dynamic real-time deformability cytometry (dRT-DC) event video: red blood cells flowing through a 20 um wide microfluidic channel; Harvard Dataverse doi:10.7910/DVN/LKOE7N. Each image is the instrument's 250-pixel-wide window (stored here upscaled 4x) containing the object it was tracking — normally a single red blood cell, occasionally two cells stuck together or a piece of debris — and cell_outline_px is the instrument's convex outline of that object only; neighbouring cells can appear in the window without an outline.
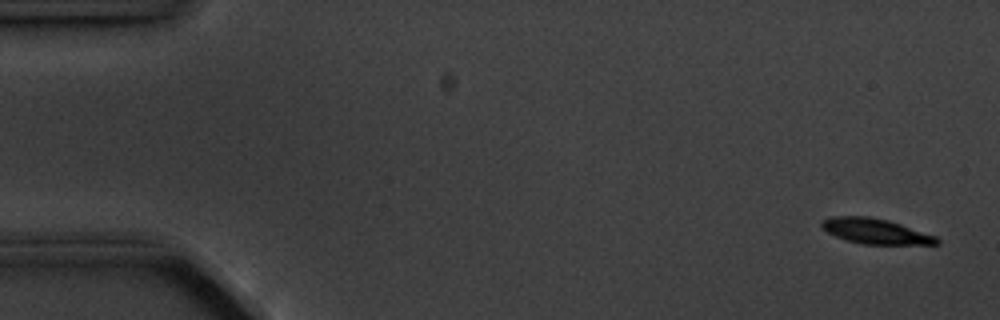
{"species": "common noctule bat (a hibernating species)", "species_latin": "Nyctalus noctula", "temperature_condition": "cold", "stored_images_in_passage": 3, "camera_frame_rate_fps": 3000, "um_per_image_px": 0.085, "animal": {"sex": "male", "body_mass_g": 20.1, "forearm_length_mm": 53.5}, "frame": {"image": 1, "passage_image": 1, "time_ms": 0.0, "image_size_px": [1000, 320], "cell_outline_px": [[940, 244], [864, 244], [844, 240], [820, 228], [820, 224], [824, 220], [832, 216], [868, 216], [888, 220], [936, 236], [940, 240]], "centroid_in_image_um": [74.39, 19.65], "position_along_channel_um": 10.6, "area_um2": 16.88}}